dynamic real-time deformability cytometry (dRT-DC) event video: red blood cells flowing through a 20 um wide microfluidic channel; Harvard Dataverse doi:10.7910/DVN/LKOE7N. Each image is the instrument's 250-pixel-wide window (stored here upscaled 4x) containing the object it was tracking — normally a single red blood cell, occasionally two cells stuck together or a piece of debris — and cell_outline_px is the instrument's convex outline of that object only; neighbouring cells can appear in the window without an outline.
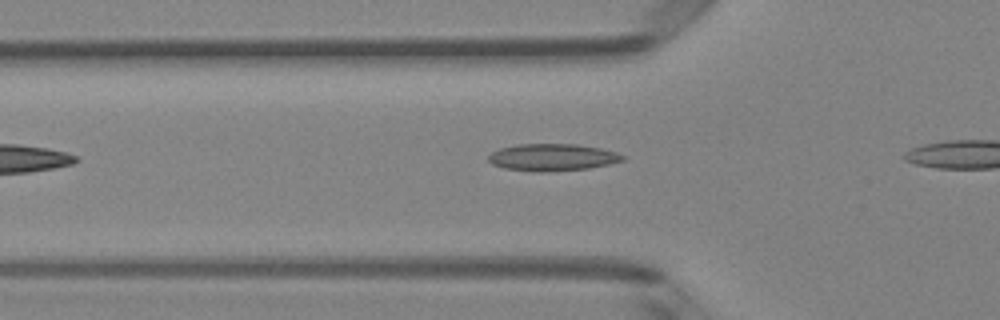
{"species": "Egyptian fruit bat (a non-hibernating species)", "species_latin": "Rousettus aegyptiacus", "temperature_condition": "room temperature", "stored_images_in_passage": 9, "camera_frame_rate_fps": 3000, "um_per_image_px": 0.085, "animal": {"sex": "female"}, "frame": {"image": 1, "passage_image": 3, "time_ms": 0.667, "image_size_px": [1000, 320], "cell_outline_px": [[624, 160], [608, 164], [588, 168], [540, 172], [536, 172], [504, 168], [492, 164], [488, 160], [488, 156], [492, 152], [500, 148], [516, 144], [576, 144], [600, 148], [616, 152], [624, 156]], "centroid_in_image_um": [46.92, 13.36], "position_along_channel_um": 78.9, "area_um2": 21.04}}
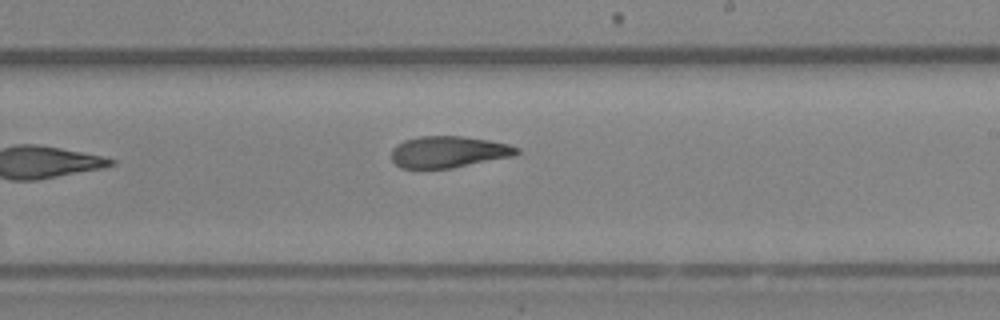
{"frame": {"image": 2, "passage_image": 9, "time_ms": 2.667, "image_size_px": [1000, 320], "cell_outline_px": [[520, 152], [512, 156], [452, 168], [400, 168], [392, 160], [392, 148], [396, 144], [404, 140], [420, 136], [464, 136], [488, 140], [508, 144], [520, 148]], "centroid_in_image_um": [38.11, 12.9], "position_along_channel_um": 250.9, "area_um2": 23.0}}